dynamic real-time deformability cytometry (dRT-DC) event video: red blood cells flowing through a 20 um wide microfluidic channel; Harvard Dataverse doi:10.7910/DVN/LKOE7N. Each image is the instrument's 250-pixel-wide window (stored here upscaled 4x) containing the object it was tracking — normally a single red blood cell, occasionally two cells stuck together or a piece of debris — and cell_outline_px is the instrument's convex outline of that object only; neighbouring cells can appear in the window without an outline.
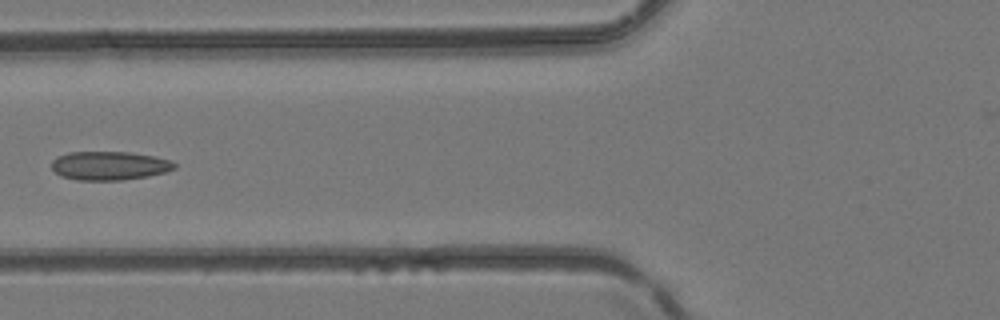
{"species": "common noctule bat (a hibernating species)", "species_latin": "Nyctalus noctula", "temperature_condition": "room temperature", "stored_images_in_passage": 4, "camera_frame_rate_fps": 3000, "um_per_image_px": 0.085, "animal": {"sex": "female", "body_mass_g": 24.6, "forearm_length_mm": 56.2}, "frame": {"image": 1, "passage_image": 4, "time_ms": 1.0, "image_size_px": [1000, 320], "cell_outline_px": [[176, 168], [164, 172], [148, 176], [120, 180], [76, 180], [60, 176], [52, 168], [52, 160], [56, 156], [68, 152], [128, 152], [152, 156], [172, 160], [176, 164]], "centroid_in_image_um": [9.27, 14.08], "position_along_channel_um": 116.5, "area_um2": 20.58}}